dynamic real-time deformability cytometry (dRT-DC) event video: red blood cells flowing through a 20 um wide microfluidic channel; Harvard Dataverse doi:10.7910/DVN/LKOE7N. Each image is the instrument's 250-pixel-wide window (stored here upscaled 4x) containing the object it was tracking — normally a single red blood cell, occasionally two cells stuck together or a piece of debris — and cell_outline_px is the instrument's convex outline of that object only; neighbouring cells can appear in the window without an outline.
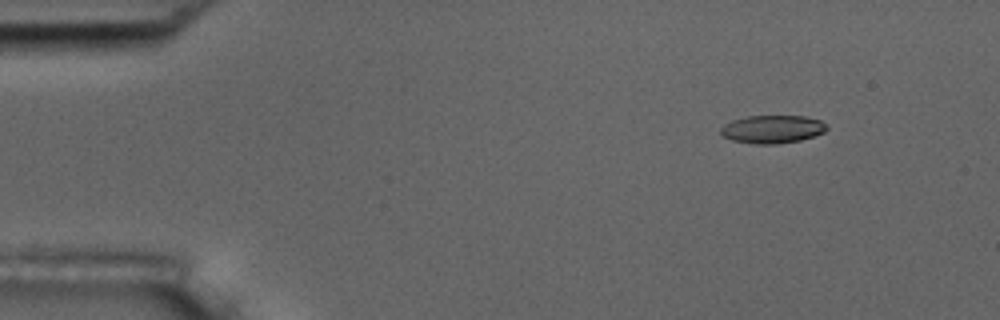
{"species": "common noctule bat (a hibernating species)", "species_latin": "Nyctalus noctula", "temperature_condition": "room temperature", "stored_images_in_passage": 6, "camera_frame_rate_fps": 3000, "um_per_image_px": 0.085, "animal": {"sex": "male", "body_mass_g": 17.5, "forearm_length_mm": 52.3}, "frame": {"image": 1, "passage_image": 2, "time_ms": 2.0, "image_size_px": [1000, 320], "cell_outline_px": [[828, 128], [824, 132], [800, 140], [776, 144], [756, 144], [732, 140], [724, 136], [720, 132], [720, 128], [724, 124], [732, 120], [748, 116], [804, 116], [820, 120], [828, 124]], "centroid_in_image_um": [65.66, 10.97], "position_along_channel_um": 19.3, "area_um2": 17.28}}